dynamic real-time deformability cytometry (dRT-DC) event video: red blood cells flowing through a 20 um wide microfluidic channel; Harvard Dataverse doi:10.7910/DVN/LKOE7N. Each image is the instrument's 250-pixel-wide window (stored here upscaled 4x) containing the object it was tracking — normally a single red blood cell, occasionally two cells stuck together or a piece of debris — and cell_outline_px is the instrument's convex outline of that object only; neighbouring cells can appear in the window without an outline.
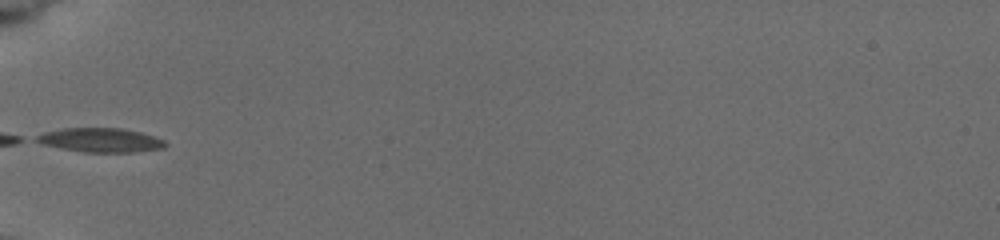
{"species": "common noctule bat (a hibernating species)", "species_latin": "Nyctalus noctula", "temperature_condition": "cold", "stored_images_in_passage": 9, "segment_of_instrument_passage": [2, 2], "camera_frame_rate_fps": 3000, "um_per_image_px": 0.085, "animal": {"sex": "female", "body_mass_g": 19.5, "forearm_length_mm": 54.1}, "frame": {"image": 1, "passage_image": 8, "time_ms": 6.333, "image_size_px": [1000, 240], "cell_outline_px": [[168, 144], [164, 148], [136, 152], [84, 152], [60, 148], [40, 144], [32, 140], [36, 136], [44, 132], [64, 128], [120, 128], [140, 132], [156, 136], [164, 140]], "centroid_in_image_um": [8.54, 11.91], "position_along_channel_um": 76.5, "area_um2": 18.32}}
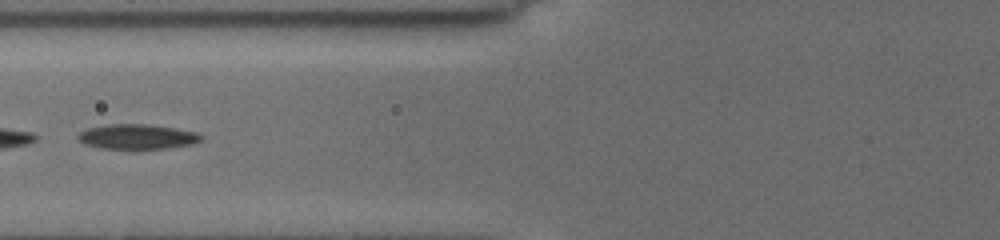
{"frame": {"image": 2, "passage_image": 9, "time_ms": 7.333, "image_size_px": [1000, 240], "cell_outline_px": [[204, 136], [200, 140], [192, 144], [164, 148], [100, 148], [84, 144], [76, 140], [76, 136], [80, 132], [88, 128], [108, 124], [148, 124], [176, 128], [196, 132]], "centroid_in_image_um": [11.62, 11.6], "position_along_channel_um": 114.2, "area_um2": 17.8}}